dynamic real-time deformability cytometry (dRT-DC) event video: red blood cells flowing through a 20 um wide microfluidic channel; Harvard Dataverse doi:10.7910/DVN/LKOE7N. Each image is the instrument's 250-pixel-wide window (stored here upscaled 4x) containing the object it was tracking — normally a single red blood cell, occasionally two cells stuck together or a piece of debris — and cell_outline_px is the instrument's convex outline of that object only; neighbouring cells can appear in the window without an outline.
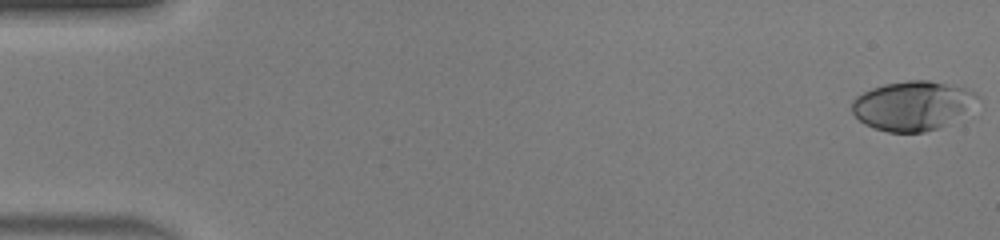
{"species": "human", "species_latin": "Homo sapiens", "temperature_condition": "warm", "stored_images_in_passage": 49, "camera_frame_rate_fps": 3000, "um_per_image_px": 0.085, "donor": {"sex": "male"}, "frame": {"image": 1, "passage_image": 1, "time_ms": 0.0, "image_size_px": [1000, 240], "cell_outline_px": [[980, 96], [960, 112], [936, 128], [924, 132], [888, 132], [864, 124], [852, 112], [852, 100], [856, 96], [872, 88], [884, 84], [908, 80], [928, 80], [964, 88], [976, 92]], "centroid_in_image_um": [77.44, 8.95], "position_along_channel_um": 7.6, "area_um2": 34.8}}
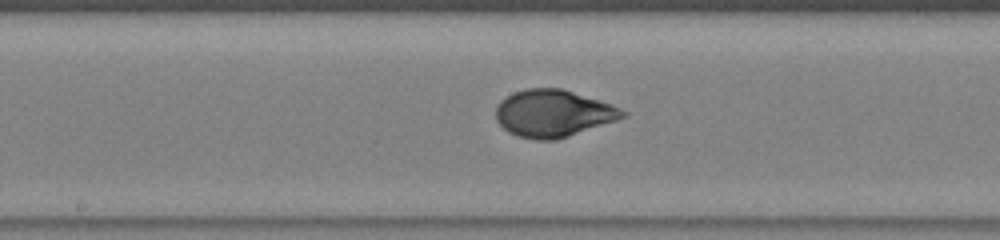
{"frame": {"image": 2, "passage_image": 26, "time_ms": 8.333, "image_size_px": [1000, 240], "cell_outline_px": [[628, 116], [556, 140], [536, 140], [516, 136], [508, 132], [496, 120], [496, 104], [500, 100], [512, 92], [528, 88], [560, 88], [620, 108], [628, 112]], "centroid_in_image_um": [46.96, 9.64], "position_along_channel_um": 201.2, "area_um2": 34.56}}
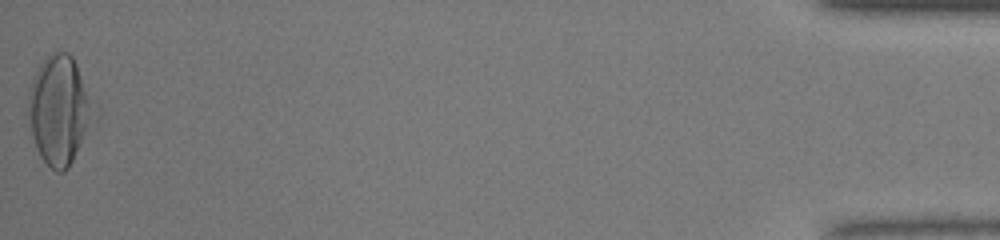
{"frame": {"image": 3, "passage_image": 49, "time_ms": 16.0, "image_size_px": [1000, 240], "cell_outline_px": [[100, 116], [68, 168], [64, 172], [56, 172], [40, 156], [36, 148], [24, 112], [28, 92], [32, 76], [40, 64], [52, 52], [68, 52], [72, 56], [100, 108]], "centroid_in_image_um": [5.1, 9.36], "position_along_channel_um": 430.1, "area_um2": 43.7}, "authors_computed_cell_mechanics": {"area_um2": 33.9286, "velocity_mm_per_s": 4.2607, "shape_relaxation_time_tau1_ms": 5.2682, "shape_relaxation_time_tau2_ms": null, "deformation_change_tau1": 0.2678, "deformation_change_tau2": null}}